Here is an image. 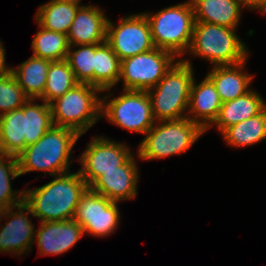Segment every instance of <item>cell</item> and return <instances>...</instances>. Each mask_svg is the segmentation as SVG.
Wrapping results in <instances>:
<instances>
[{
    "label": "cell",
    "mask_w": 266,
    "mask_h": 266,
    "mask_svg": "<svg viewBox=\"0 0 266 266\" xmlns=\"http://www.w3.org/2000/svg\"><path fill=\"white\" fill-rule=\"evenodd\" d=\"M101 91L88 83H78L50 103L54 126L67 127L82 136L101 119Z\"/></svg>",
    "instance_id": "7"
},
{
    "label": "cell",
    "mask_w": 266,
    "mask_h": 266,
    "mask_svg": "<svg viewBox=\"0 0 266 266\" xmlns=\"http://www.w3.org/2000/svg\"><path fill=\"white\" fill-rule=\"evenodd\" d=\"M80 137L72 129L53 126L17 156L20 175L44 171V175L48 172L53 177L70 172L72 149Z\"/></svg>",
    "instance_id": "2"
},
{
    "label": "cell",
    "mask_w": 266,
    "mask_h": 266,
    "mask_svg": "<svg viewBox=\"0 0 266 266\" xmlns=\"http://www.w3.org/2000/svg\"><path fill=\"white\" fill-rule=\"evenodd\" d=\"M196 83L194 78L186 117L206 132L216 120L222 102L215 85L207 76L199 84Z\"/></svg>",
    "instance_id": "17"
},
{
    "label": "cell",
    "mask_w": 266,
    "mask_h": 266,
    "mask_svg": "<svg viewBox=\"0 0 266 266\" xmlns=\"http://www.w3.org/2000/svg\"><path fill=\"white\" fill-rule=\"evenodd\" d=\"M51 60L31 56L28 60L12 67L11 73L29 99H39L44 92Z\"/></svg>",
    "instance_id": "21"
},
{
    "label": "cell",
    "mask_w": 266,
    "mask_h": 266,
    "mask_svg": "<svg viewBox=\"0 0 266 266\" xmlns=\"http://www.w3.org/2000/svg\"><path fill=\"white\" fill-rule=\"evenodd\" d=\"M134 156L132 154L119 166V170L104 172L89 186V189L115 202L134 199L138 193L139 180Z\"/></svg>",
    "instance_id": "14"
},
{
    "label": "cell",
    "mask_w": 266,
    "mask_h": 266,
    "mask_svg": "<svg viewBox=\"0 0 266 266\" xmlns=\"http://www.w3.org/2000/svg\"><path fill=\"white\" fill-rule=\"evenodd\" d=\"M28 100L11 72L0 75V116L22 108Z\"/></svg>",
    "instance_id": "31"
},
{
    "label": "cell",
    "mask_w": 266,
    "mask_h": 266,
    "mask_svg": "<svg viewBox=\"0 0 266 266\" xmlns=\"http://www.w3.org/2000/svg\"><path fill=\"white\" fill-rule=\"evenodd\" d=\"M121 60L105 41L95 44L94 87L102 93L116 86L120 77Z\"/></svg>",
    "instance_id": "25"
},
{
    "label": "cell",
    "mask_w": 266,
    "mask_h": 266,
    "mask_svg": "<svg viewBox=\"0 0 266 266\" xmlns=\"http://www.w3.org/2000/svg\"><path fill=\"white\" fill-rule=\"evenodd\" d=\"M53 177L47 184L24 190V203L40 222L73 219L78 202L89 189L78 171Z\"/></svg>",
    "instance_id": "1"
},
{
    "label": "cell",
    "mask_w": 266,
    "mask_h": 266,
    "mask_svg": "<svg viewBox=\"0 0 266 266\" xmlns=\"http://www.w3.org/2000/svg\"><path fill=\"white\" fill-rule=\"evenodd\" d=\"M24 149L22 107L0 116V153L17 157Z\"/></svg>",
    "instance_id": "26"
},
{
    "label": "cell",
    "mask_w": 266,
    "mask_h": 266,
    "mask_svg": "<svg viewBox=\"0 0 266 266\" xmlns=\"http://www.w3.org/2000/svg\"><path fill=\"white\" fill-rule=\"evenodd\" d=\"M246 62L247 59L238 64L213 66L207 73L206 76L215 85L222 103L243 96L251 90L249 87L254 75L244 70Z\"/></svg>",
    "instance_id": "18"
},
{
    "label": "cell",
    "mask_w": 266,
    "mask_h": 266,
    "mask_svg": "<svg viewBox=\"0 0 266 266\" xmlns=\"http://www.w3.org/2000/svg\"><path fill=\"white\" fill-rule=\"evenodd\" d=\"M119 202L88 189L76 206L73 220L93 236L105 237L111 235L119 226Z\"/></svg>",
    "instance_id": "11"
},
{
    "label": "cell",
    "mask_w": 266,
    "mask_h": 266,
    "mask_svg": "<svg viewBox=\"0 0 266 266\" xmlns=\"http://www.w3.org/2000/svg\"><path fill=\"white\" fill-rule=\"evenodd\" d=\"M18 159L0 153V210L17 206L24 202V190H13L12 179L20 177Z\"/></svg>",
    "instance_id": "29"
},
{
    "label": "cell",
    "mask_w": 266,
    "mask_h": 266,
    "mask_svg": "<svg viewBox=\"0 0 266 266\" xmlns=\"http://www.w3.org/2000/svg\"><path fill=\"white\" fill-rule=\"evenodd\" d=\"M195 21L237 29L242 9L249 7L243 0H190Z\"/></svg>",
    "instance_id": "19"
},
{
    "label": "cell",
    "mask_w": 266,
    "mask_h": 266,
    "mask_svg": "<svg viewBox=\"0 0 266 266\" xmlns=\"http://www.w3.org/2000/svg\"><path fill=\"white\" fill-rule=\"evenodd\" d=\"M35 239L40 256L62 255L83 237V227L75 220L40 222Z\"/></svg>",
    "instance_id": "15"
},
{
    "label": "cell",
    "mask_w": 266,
    "mask_h": 266,
    "mask_svg": "<svg viewBox=\"0 0 266 266\" xmlns=\"http://www.w3.org/2000/svg\"><path fill=\"white\" fill-rule=\"evenodd\" d=\"M265 108L264 98L251 89L243 96L223 102L216 120L207 130L216 126L222 133L228 127L260 114Z\"/></svg>",
    "instance_id": "20"
},
{
    "label": "cell",
    "mask_w": 266,
    "mask_h": 266,
    "mask_svg": "<svg viewBox=\"0 0 266 266\" xmlns=\"http://www.w3.org/2000/svg\"><path fill=\"white\" fill-rule=\"evenodd\" d=\"M244 3L252 10H258L260 13H266V0H243Z\"/></svg>",
    "instance_id": "32"
},
{
    "label": "cell",
    "mask_w": 266,
    "mask_h": 266,
    "mask_svg": "<svg viewBox=\"0 0 266 266\" xmlns=\"http://www.w3.org/2000/svg\"><path fill=\"white\" fill-rule=\"evenodd\" d=\"M177 57L157 47L121 61L119 81L124 90L148 91L157 85L177 62Z\"/></svg>",
    "instance_id": "9"
},
{
    "label": "cell",
    "mask_w": 266,
    "mask_h": 266,
    "mask_svg": "<svg viewBox=\"0 0 266 266\" xmlns=\"http://www.w3.org/2000/svg\"><path fill=\"white\" fill-rule=\"evenodd\" d=\"M96 5H81L67 33L70 46L102 44L106 41L108 17Z\"/></svg>",
    "instance_id": "16"
},
{
    "label": "cell",
    "mask_w": 266,
    "mask_h": 266,
    "mask_svg": "<svg viewBox=\"0 0 266 266\" xmlns=\"http://www.w3.org/2000/svg\"><path fill=\"white\" fill-rule=\"evenodd\" d=\"M5 49L3 47V42L0 40V75H5L11 72L12 67H8L5 64Z\"/></svg>",
    "instance_id": "33"
},
{
    "label": "cell",
    "mask_w": 266,
    "mask_h": 266,
    "mask_svg": "<svg viewBox=\"0 0 266 266\" xmlns=\"http://www.w3.org/2000/svg\"><path fill=\"white\" fill-rule=\"evenodd\" d=\"M123 92L111 100V92L101 98V118L127 131L146 134L156 123L147 91Z\"/></svg>",
    "instance_id": "8"
},
{
    "label": "cell",
    "mask_w": 266,
    "mask_h": 266,
    "mask_svg": "<svg viewBox=\"0 0 266 266\" xmlns=\"http://www.w3.org/2000/svg\"><path fill=\"white\" fill-rule=\"evenodd\" d=\"M192 66L188 58L177 60L157 85L147 91L156 122L179 120L187 116L195 78Z\"/></svg>",
    "instance_id": "3"
},
{
    "label": "cell",
    "mask_w": 266,
    "mask_h": 266,
    "mask_svg": "<svg viewBox=\"0 0 266 266\" xmlns=\"http://www.w3.org/2000/svg\"><path fill=\"white\" fill-rule=\"evenodd\" d=\"M66 60L79 83L94 86L95 44L70 46Z\"/></svg>",
    "instance_id": "30"
},
{
    "label": "cell",
    "mask_w": 266,
    "mask_h": 266,
    "mask_svg": "<svg viewBox=\"0 0 266 266\" xmlns=\"http://www.w3.org/2000/svg\"><path fill=\"white\" fill-rule=\"evenodd\" d=\"M221 135L231 147H247L266 139V108L258 115L225 129Z\"/></svg>",
    "instance_id": "23"
},
{
    "label": "cell",
    "mask_w": 266,
    "mask_h": 266,
    "mask_svg": "<svg viewBox=\"0 0 266 266\" xmlns=\"http://www.w3.org/2000/svg\"><path fill=\"white\" fill-rule=\"evenodd\" d=\"M106 42L121 61L155 48L149 22L142 12L120 18L118 25L108 19Z\"/></svg>",
    "instance_id": "10"
},
{
    "label": "cell",
    "mask_w": 266,
    "mask_h": 266,
    "mask_svg": "<svg viewBox=\"0 0 266 266\" xmlns=\"http://www.w3.org/2000/svg\"><path fill=\"white\" fill-rule=\"evenodd\" d=\"M78 83L66 59L51 61L44 92L39 99L50 104L55 99L63 96L68 90L74 88Z\"/></svg>",
    "instance_id": "27"
},
{
    "label": "cell",
    "mask_w": 266,
    "mask_h": 266,
    "mask_svg": "<svg viewBox=\"0 0 266 266\" xmlns=\"http://www.w3.org/2000/svg\"><path fill=\"white\" fill-rule=\"evenodd\" d=\"M205 131L187 117L179 120L158 121L138 145L137 157L158 160L188 151Z\"/></svg>",
    "instance_id": "6"
},
{
    "label": "cell",
    "mask_w": 266,
    "mask_h": 266,
    "mask_svg": "<svg viewBox=\"0 0 266 266\" xmlns=\"http://www.w3.org/2000/svg\"><path fill=\"white\" fill-rule=\"evenodd\" d=\"M37 99H29L23 105V135L25 148L36 143L54 124L50 104H39Z\"/></svg>",
    "instance_id": "24"
},
{
    "label": "cell",
    "mask_w": 266,
    "mask_h": 266,
    "mask_svg": "<svg viewBox=\"0 0 266 266\" xmlns=\"http://www.w3.org/2000/svg\"><path fill=\"white\" fill-rule=\"evenodd\" d=\"M37 25L39 26V31L31 43L33 56L51 61L65 60L70 47L67 35L47 30L38 23Z\"/></svg>",
    "instance_id": "28"
},
{
    "label": "cell",
    "mask_w": 266,
    "mask_h": 266,
    "mask_svg": "<svg viewBox=\"0 0 266 266\" xmlns=\"http://www.w3.org/2000/svg\"><path fill=\"white\" fill-rule=\"evenodd\" d=\"M80 6L81 4L50 0L39 6L34 20L47 30L67 35Z\"/></svg>",
    "instance_id": "22"
},
{
    "label": "cell",
    "mask_w": 266,
    "mask_h": 266,
    "mask_svg": "<svg viewBox=\"0 0 266 266\" xmlns=\"http://www.w3.org/2000/svg\"><path fill=\"white\" fill-rule=\"evenodd\" d=\"M54 1H64V2H71V3H75V4H80L81 0H54Z\"/></svg>",
    "instance_id": "34"
},
{
    "label": "cell",
    "mask_w": 266,
    "mask_h": 266,
    "mask_svg": "<svg viewBox=\"0 0 266 266\" xmlns=\"http://www.w3.org/2000/svg\"><path fill=\"white\" fill-rule=\"evenodd\" d=\"M235 31L226 26L195 21L187 53L206 59L212 66L243 62L250 53Z\"/></svg>",
    "instance_id": "4"
},
{
    "label": "cell",
    "mask_w": 266,
    "mask_h": 266,
    "mask_svg": "<svg viewBox=\"0 0 266 266\" xmlns=\"http://www.w3.org/2000/svg\"><path fill=\"white\" fill-rule=\"evenodd\" d=\"M155 47L173 53L176 57L187 55L195 25L191 1L161 9L155 14L145 13Z\"/></svg>",
    "instance_id": "5"
},
{
    "label": "cell",
    "mask_w": 266,
    "mask_h": 266,
    "mask_svg": "<svg viewBox=\"0 0 266 266\" xmlns=\"http://www.w3.org/2000/svg\"><path fill=\"white\" fill-rule=\"evenodd\" d=\"M132 151L124 143L109 140L103 136L91 139L85 151L79 156L81 163L79 173L90 186L104 172L119 170L131 155Z\"/></svg>",
    "instance_id": "12"
},
{
    "label": "cell",
    "mask_w": 266,
    "mask_h": 266,
    "mask_svg": "<svg viewBox=\"0 0 266 266\" xmlns=\"http://www.w3.org/2000/svg\"><path fill=\"white\" fill-rule=\"evenodd\" d=\"M15 209L17 211H13ZM28 215L33 216L31 209L24 202L0 210V222L3 217L8 219L5 225L0 226L2 227L0 228V253L20 256L31 251L33 243H35L36 230H34V224L28 219Z\"/></svg>",
    "instance_id": "13"
}]
</instances>
